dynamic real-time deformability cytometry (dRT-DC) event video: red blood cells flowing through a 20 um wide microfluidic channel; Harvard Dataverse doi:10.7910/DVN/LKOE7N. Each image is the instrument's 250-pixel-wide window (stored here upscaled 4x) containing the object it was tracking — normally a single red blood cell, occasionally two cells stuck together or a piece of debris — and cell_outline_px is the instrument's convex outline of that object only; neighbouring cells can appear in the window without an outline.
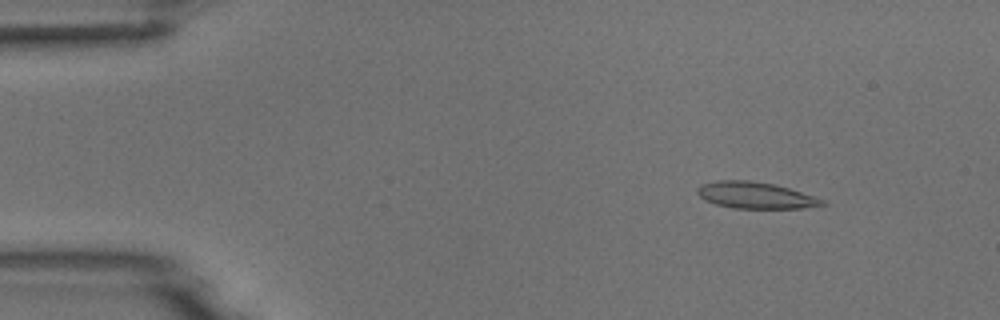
{"species": "common noctule bat (a hibernating species)", "species_latin": "Nyctalus noctula", "temperature_condition": "room temperature", "stored_images_in_passage": 6, "camera_frame_rate_fps": 3000, "um_per_image_px": 0.085, "animal": {"sex": "male", "body_mass_g": 18.8}, "frame": {"image": 1, "passage_image": 2, "time_ms": 1.0, "image_size_px": [1000, 320], "cell_outline_px": [[828, 204], [804, 208], [732, 208], [716, 204], [704, 200], [696, 192], [696, 188], [700, 184], [716, 180], [748, 180], [772, 184], [788, 188], [824, 200]], "centroid_in_image_um": [64.15, 16.6], "position_along_channel_um": 20.8, "area_um2": 19.19}}
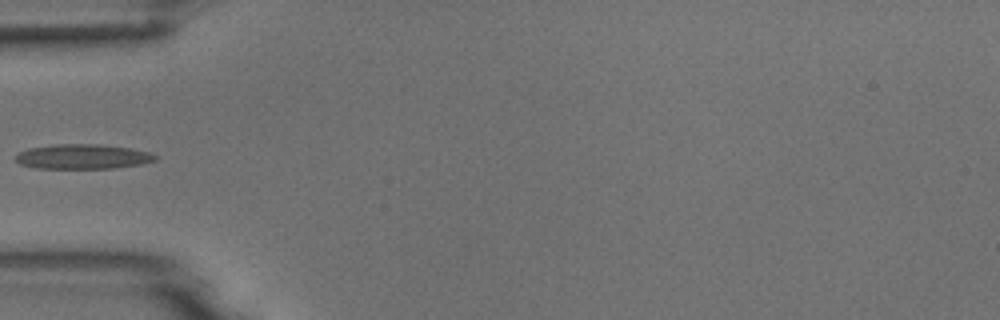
{"frame": {"image": 2, "passage_image": 5, "time_ms": 4.667, "image_size_px": [1000, 320], "cell_outline_px": [[160, 156], [156, 160], [140, 164], [116, 168], [36, 168], [20, 164], [16, 160], [16, 156], [20, 152], [28, 148], [56, 144], [100, 144], [132, 148], [148, 152]], "centroid_in_image_um": [7.07, 13.3], "position_along_channel_um": 77.9, "area_um2": 20.17}}